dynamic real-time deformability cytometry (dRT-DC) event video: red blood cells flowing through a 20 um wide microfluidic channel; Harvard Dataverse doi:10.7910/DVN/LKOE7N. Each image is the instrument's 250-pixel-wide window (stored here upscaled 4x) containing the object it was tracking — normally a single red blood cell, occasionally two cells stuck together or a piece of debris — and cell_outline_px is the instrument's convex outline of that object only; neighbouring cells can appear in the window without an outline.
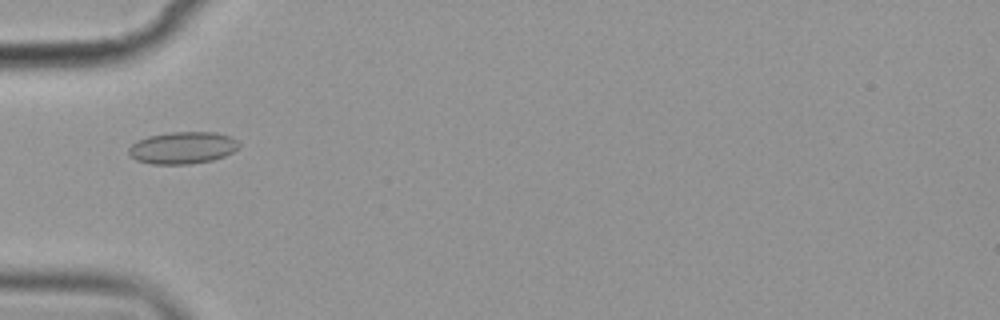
{"species": "common noctule bat (a hibernating species)", "species_latin": "Nyctalus noctula", "temperature_condition": "cold", "stored_images_in_passage": 6, "camera_frame_rate_fps": 3000, "um_per_image_px": 0.085, "animal": {"sex": "female", "body_mass_g": 19.9}, "frame": {"image": 1, "passage_image": 6, "time_ms": 5.667, "image_size_px": [1000, 320], "cell_outline_px": [[240, 144], [232, 152], [224, 156], [212, 160], [192, 164], [152, 164], [136, 160], [128, 152], [128, 148], [136, 140], [148, 136], [168, 132], [216, 132], [228, 136], [236, 140]], "centroid_in_image_um": [15.49, 12.56], "position_along_channel_um": 69.5, "area_um2": 20.58}}